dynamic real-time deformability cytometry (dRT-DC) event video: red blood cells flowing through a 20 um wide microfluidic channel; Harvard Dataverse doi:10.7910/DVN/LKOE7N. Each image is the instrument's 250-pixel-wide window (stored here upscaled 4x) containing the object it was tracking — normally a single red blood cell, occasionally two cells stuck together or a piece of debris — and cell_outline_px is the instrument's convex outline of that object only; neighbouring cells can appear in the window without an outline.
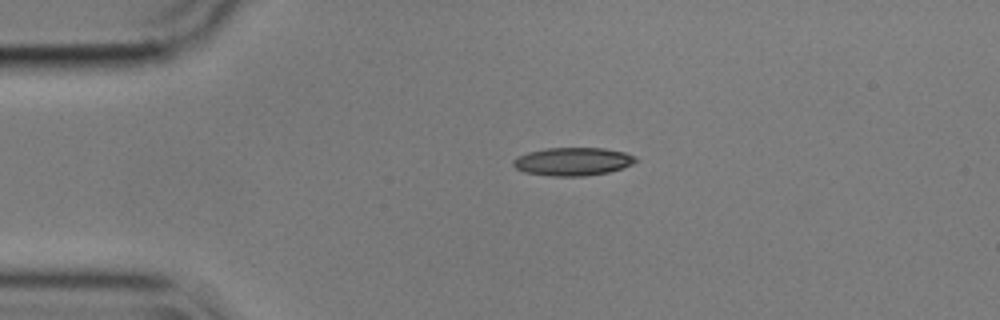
{"species": "common noctule bat (a hibernating species)", "species_latin": "Nyctalus noctula", "temperature_condition": "cold", "stored_images_in_passage": 12, "camera_frame_rate_fps": 3000, "um_per_image_px": 0.085, "animal": {"sex": "male", "body_mass_g": 17.9}, "frame": {"image": 1, "passage_image": 1, "time_ms": 0.0, "image_size_px": [1000, 320], "cell_outline_px": [[640, 160], [632, 164], [608, 172], [584, 176], [548, 176], [524, 172], [516, 168], [512, 164], [512, 160], [516, 156], [528, 152], [544, 148], [604, 148], [624, 152], [636, 156]], "centroid_in_image_um": [48.67, 13.72], "position_along_channel_um": 36.3, "area_um2": 20.23}}
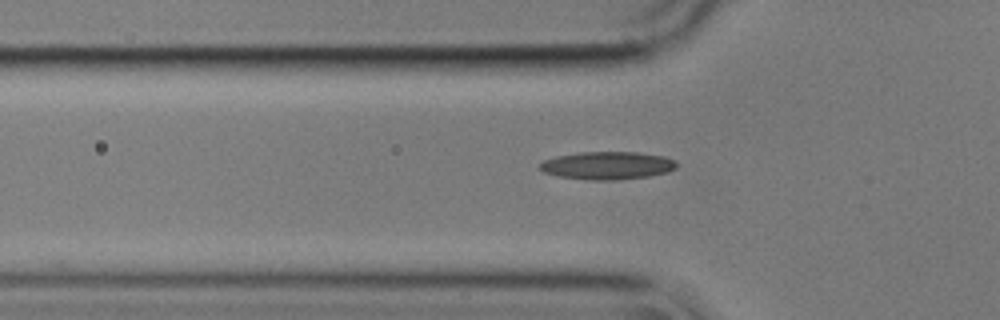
{"frame": {"image": 2, "passage_image": 7, "time_ms": 2.0, "image_size_px": [1000, 320], "cell_outline_px": [[676, 168], [668, 172], [648, 176], [616, 180], [588, 180], [560, 176], [544, 172], [540, 168], [540, 164], [544, 160], [556, 156], [580, 152], [636, 152], [664, 156], [676, 160]], "centroid_in_image_um": [51.65, 14.06], "position_along_channel_um": 74.1, "area_um2": 22.14}}
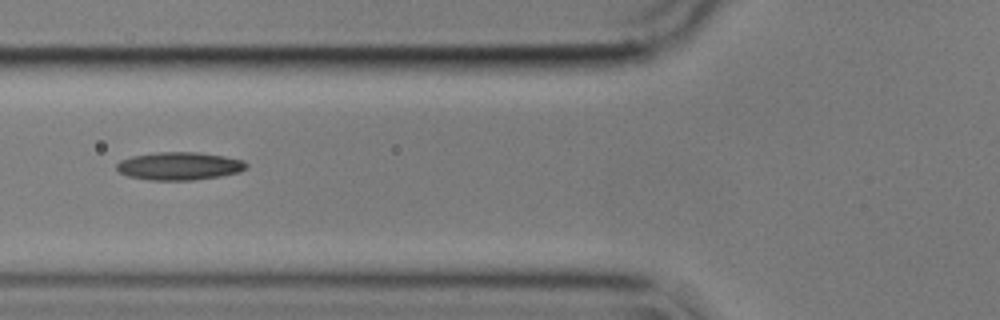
{"frame": {"image": 3, "passage_image": 10, "time_ms": 3.0, "image_size_px": [1000, 320], "cell_outline_px": [[248, 168], [240, 172], [220, 176], [192, 180], [148, 180], [128, 176], [120, 172], [116, 168], [116, 164], [120, 160], [132, 156], [156, 152], [200, 152], [224, 156], [244, 160], [248, 164]], "centroid_in_image_um": [15.26, 14.11], "position_along_channel_um": 110.5, "area_um2": 21.27}}